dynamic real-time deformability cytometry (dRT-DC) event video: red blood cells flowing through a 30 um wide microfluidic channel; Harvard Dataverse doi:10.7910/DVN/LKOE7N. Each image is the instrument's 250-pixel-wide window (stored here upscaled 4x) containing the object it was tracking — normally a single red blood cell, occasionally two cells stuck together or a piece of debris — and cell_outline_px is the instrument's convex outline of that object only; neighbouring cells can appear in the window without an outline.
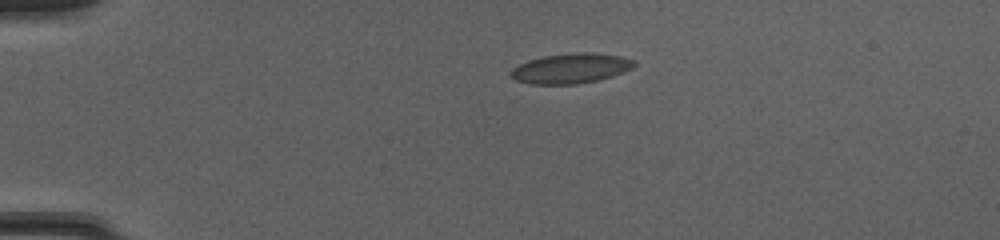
{"species": "common noctule bat (a hibernating species)", "species_latin": "Nyctalus noctula", "temperature_condition": "cold", "stored_images_in_passage": 41, "camera_frame_rate_fps": 3000, "um_per_image_px": 0.085, "animal": {"sex": "female", "body_mass_g": 20.0, "forearm_length_mm": 54.0}, "frame": {"image": 1, "passage_image": 1, "time_ms": 0.0, "image_size_px": [1000, 240], "cell_outline_px": [[636, 64], [632, 68], [612, 76], [596, 80], [576, 84], [528, 84], [516, 80], [512, 76], [512, 68], [528, 60], [544, 56], [616, 56], [632, 60]], "centroid_in_image_um": [48.43, 5.89], "position_along_channel_um": 36.6, "area_um2": 19.94}}
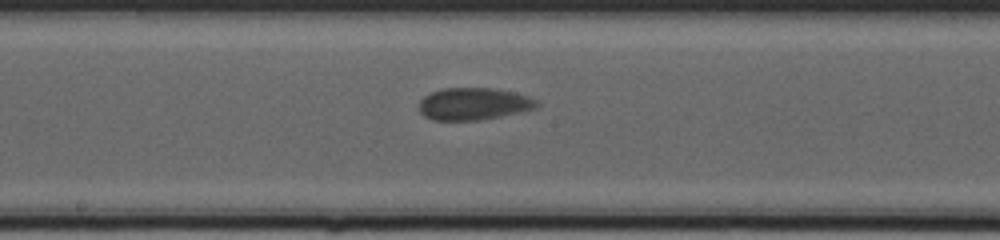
{"frame": {"image": 2, "passage_image": 18, "time_ms": 5.667, "image_size_px": [1000, 240], "cell_outline_px": [[540, 104], [532, 108], [520, 112], [480, 120], [432, 120], [424, 116], [420, 112], [420, 100], [424, 96], [432, 92], [444, 88], [492, 88], [512, 92], [528, 96], [536, 100]], "centroid_in_image_um": [40.23, 8.83], "position_along_channel_um": 208.0, "area_um2": 21.85}}
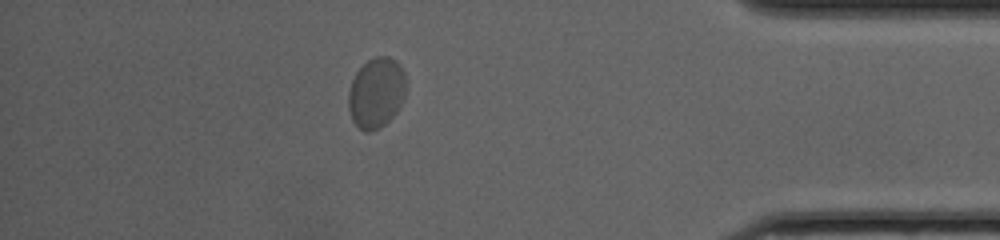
{"frame": {"image": 3, "passage_image": 35, "time_ms": 11.333, "image_size_px": [1000, 240], "cell_outline_px": [[404, 96], [396, 112], [384, 124], [368, 132], [364, 132], [352, 120], [348, 108], [348, 92], [352, 80], [356, 72], [368, 60], [376, 56], [388, 56], [396, 60], [404, 72]], "centroid_in_image_um": [31.95, 7.87], "position_along_channel_um": 403.2, "area_um2": 23.29}, "authors_computed_cell_mechanics": {"area_um2": 21.6172, "velocity_mm_per_s": 4.0264, "shape_relaxation_time_tau1_ms": 2.0601, "shape_relaxation_time_tau2_ms": null, "deformation_change_tau1": 0.0587, "deformation_change_tau2": null}}